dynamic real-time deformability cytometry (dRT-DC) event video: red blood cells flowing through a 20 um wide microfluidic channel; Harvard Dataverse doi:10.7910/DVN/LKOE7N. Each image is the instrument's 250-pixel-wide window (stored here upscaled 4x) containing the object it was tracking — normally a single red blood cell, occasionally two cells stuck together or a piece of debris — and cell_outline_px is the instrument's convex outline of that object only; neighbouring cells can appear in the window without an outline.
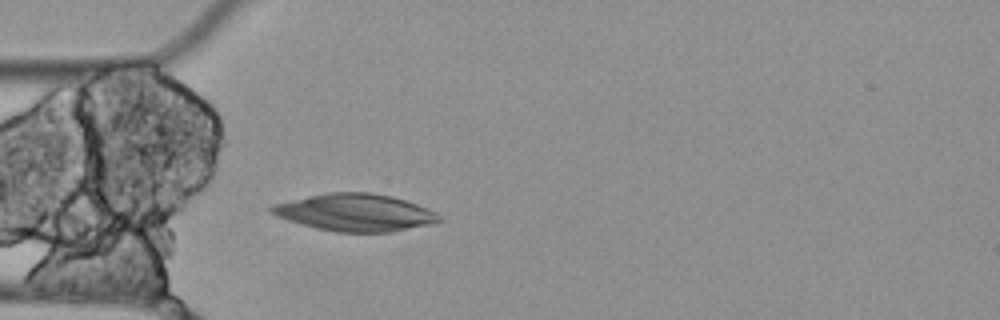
{"species": "Egyptian fruit bat (a non-hibernating species)", "species_latin": "Rousettus aegyptiacus", "temperature_condition": "cold", "stored_images_in_passage": 4, "camera_frame_rate_fps": 3000, "um_per_image_px": 0.085, "animal": {"sex": "female"}, "frame": {"image": 1, "passage_image": 4, "time_ms": 1.0, "image_size_px": [1000, 320], "cell_outline_px": [[444, 220], [432, 224], [392, 232], [336, 232], [316, 228], [288, 220], [276, 216], [268, 208], [272, 204], [308, 196], [328, 192], [368, 192], [392, 196], [428, 208], [436, 212]], "centroid_in_image_um": [30.21, 18.06], "position_along_channel_um": 54.8, "area_um2": 36.41}}